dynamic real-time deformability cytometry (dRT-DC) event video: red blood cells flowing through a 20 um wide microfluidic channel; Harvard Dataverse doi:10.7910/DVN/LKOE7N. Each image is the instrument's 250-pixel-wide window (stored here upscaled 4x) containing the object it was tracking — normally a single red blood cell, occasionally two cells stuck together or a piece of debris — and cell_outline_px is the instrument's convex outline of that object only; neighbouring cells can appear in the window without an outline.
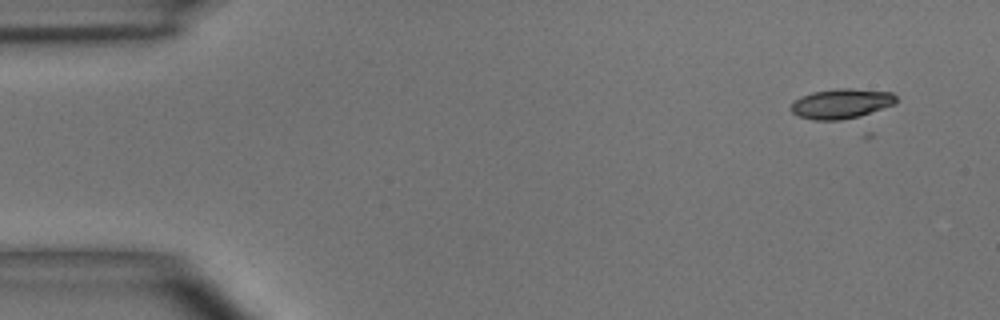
{"species": "common noctule bat (a hibernating species)", "species_latin": "Nyctalus noctula", "temperature_condition": "room temperature", "stored_images_in_passage": 8, "camera_frame_rate_fps": 3000, "um_per_image_px": 0.085, "animal": {"sex": "male", "body_mass_g": 15.6}, "frame": {"image": 1, "passage_image": 1, "time_ms": 0.0, "image_size_px": [1000, 320], "cell_outline_px": [[900, 100], [896, 104], [860, 116], [840, 120], [812, 120], [800, 116], [792, 112], [788, 108], [800, 96], [812, 92], [840, 88], [852, 88], [892, 92]], "centroid_in_image_um": [71.54, 8.8], "position_along_channel_um": 13.5, "area_um2": 18.5}}
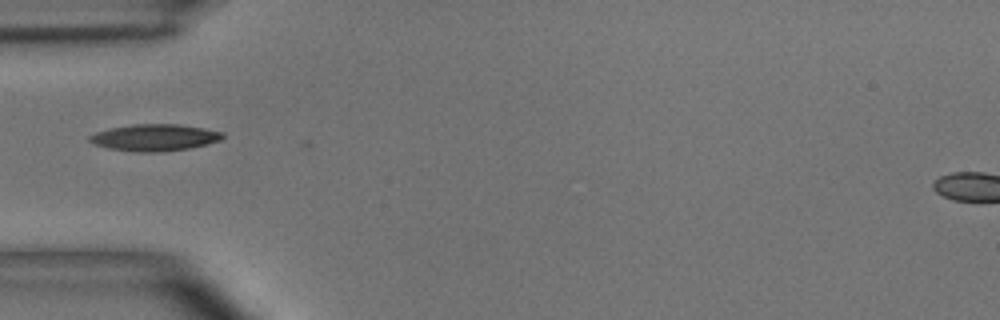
{"frame": {"image": 2, "passage_image": 4, "time_ms": 4.333, "image_size_px": [1000, 320], "cell_outline_px": [[224, 136], [220, 140], [208, 144], [188, 148], [160, 152], [136, 152], [108, 148], [96, 144], [88, 140], [88, 136], [96, 132], [112, 128], [132, 124], [180, 124], [204, 128], [224, 132]], "centroid_in_image_um": [13.16, 11.69], "position_along_channel_um": 71.8, "area_um2": 20.69}}
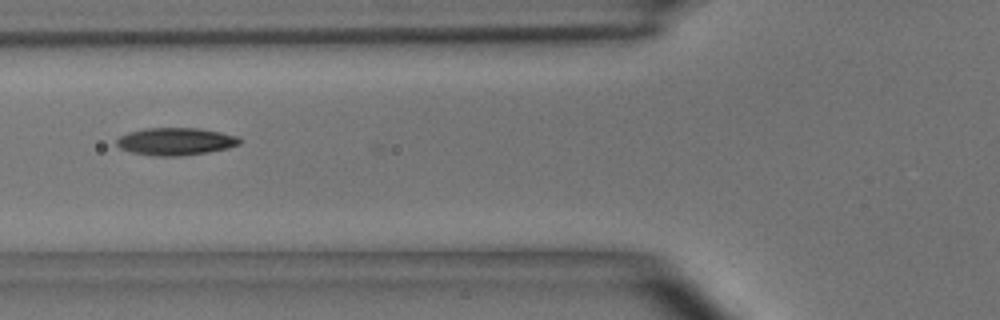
{"frame": {"image": 3, "passage_image": 5, "time_ms": 5.333, "image_size_px": [1000, 320], "cell_outline_px": [[240, 144], [228, 148], [208, 152], [180, 156], [152, 156], [132, 152], [120, 148], [116, 144], [116, 140], [120, 136], [128, 132], [144, 128], [200, 128], [240, 136]], "centroid_in_image_um": [14.93, 12.02], "position_along_channel_um": 110.9, "area_um2": 19.83}}